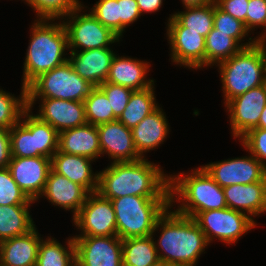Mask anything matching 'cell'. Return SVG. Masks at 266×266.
Here are the masks:
<instances>
[{"label":"cell","mask_w":266,"mask_h":266,"mask_svg":"<svg viewBox=\"0 0 266 266\" xmlns=\"http://www.w3.org/2000/svg\"><path fill=\"white\" fill-rule=\"evenodd\" d=\"M160 165L141 158L112 162L99 171L98 192L111 200L122 196L170 197V175Z\"/></svg>","instance_id":"6da1fadb"},{"label":"cell","mask_w":266,"mask_h":266,"mask_svg":"<svg viewBox=\"0 0 266 266\" xmlns=\"http://www.w3.org/2000/svg\"><path fill=\"white\" fill-rule=\"evenodd\" d=\"M171 208L159 217L152 233L161 231L154 241L159 259L171 266H196L209 245L206 236L193 218Z\"/></svg>","instance_id":"7a4b0ae2"},{"label":"cell","mask_w":266,"mask_h":266,"mask_svg":"<svg viewBox=\"0 0 266 266\" xmlns=\"http://www.w3.org/2000/svg\"><path fill=\"white\" fill-rule=\"evenodd\" d=\"M35 21L23 64L22 87L26 88L41 74L68 61L64 57L68 50L67 33L61 19L37 18Z\"/></svg>","instance_id":"3957f363"},{"label":"cell","mask_w":266,"mask_h":266,"mask_svg":"<svg viewBox=\"0 0 266 266\" xmlns=\"http://www.w3.org/2000/svg\"><path fill=\"white\" fill-rule=\"evenodd\" d=\"M170 206L181 203L175 211L193 218L198 212L227 207L223 188L202 167L189 174L170 175Z\"/></svg>","instance_id":"277c9868"},{"label":"cell","mask_w":266,"mask_h":266,"mask_svg":"<svg viewBox=\"0 0 266 266\" xmlns=\"http://www.w3.org/2000/svg\"><path fill=\"white\" fill-rule=\"evenodd\" d=\"M216 66L221 75L224 105L248 90L266 83V57L258 41L241 48Z\"/></svg>","instance_id":"5b68a950"},{"label":"cell","mask_w":266,"mask_h":266,"mask_svg":"<svg viewBox=\"0 0 266 266\" xmlns=\"http://www.w3.org/2000/svg\"><path fill=\"white\" fill-rule=\"evenodd\" d=\"M110 201L115 212L117 236L122 240L152 235L157 220L170 206V197L129 195Z\"/></svg>","instance_id":"8992f818"},{"label":"cell","mask_w":266,"mask_h":266,"mask_svg":"<svg viewBox=\"0 0 266 266\" xmlns=\"http://www.w3.org/2000/svg\"><path fill=\"white\" fill-rule=\"evenodd\" d=\"M93 87L80 77L67 61L36 78L27 87V98H55L84 102Z\"/></svg>","instance_id":"52a82bcc"},{"label":"cell","mask_w":266,"mask_h":266,"mask_svg":"<svg viewBox=\"0 0 266 266\" xmlns=\"http://www.w3.org/2000/svg\"><path fill=\"white\" fill-rule=\"evenodd\" d=\"M84 7L82 4L61 18L64 19L62 22L67 33L68 51L109 48L110 44L119 43L120 38L90 12L81 13Z\"/></svg>","instance_id":"ba28073f"},{"label":"cell","mask_w":266,"mask_h":266,"mask_svg":"<svg viewBox=\"0 0 266 266\" xmlns=\"http://www.w3.org/2000/svg\"><path fill=\"white\" fill-rule=\"evenodd\" d=\"M193 219L204 232L208 243L214 239L226 244L236 243L256 227V221L245 213L231 208L198 212Z\"/></svg>","instance_id":"9c48e42d"},{"label":"cell","mask_w":266,"mask_h":266,"mask_svg":"<svg viewBox=\"0 0 266 266\" xmlns=\"http://www.w3.org/2000/svg\"><path fill=\"white\" fill-rule=\"evenodd\" d=\"M72 221L81 231L75 236H117L113 205L98 191L88 194L85 203Z\"/></svg>","instance_id":"30bf717a"},{"label":"cell","mask_w":266,"mask_h":266,"mask_svg":"<svg viewBox=\"0 0 266 266\" xmlns=\"http://www.w3.org/2000/svg\"><path fill=\"white\" fill-rule=\"evenodd\" d=\"M205 164L202 167L222 188L266 181V168L252 155Z\"/></svg>","instance_id":"8fae6325"},{"label":"cell","mask_w":266,"mask_h":266,"mask_svg":"<svg viewBox=\"0 0 266 266\" xmlns=\"http://www.w3.org/2000/svg\"><path fill=\"white\" fill-rule=\"evenodd\" d=\"M76 266H123L118 236H73Z\"/></svg>","instance_id":"7c38bea8"},{"label":"cell","mask_w":266,"mask_h":266,"mask_svg":"<svg viewBox=\"0 0 266 266\" xmlns=\"http://www.w3.org/2000/svg\"><path fill=\"white\" fill-rule=\"evenodd\" d=\"M265 106L266 83L231 99L225 105L234 138L240 139L249 130L258 126Z\"/></svg>","instance_id":"4fadbf2b"},{"label":"cell","mask_w":266,"mask_h":266,"mask_svg":"<svg viewBox=\"0 0 266 266\" xmlns=\"http://www.w3.org/2000/svg\"><path fill=\"white\" fill-rule=\"evenodd\" d=\"M38 99L41 101L39 114L42 121L49 123L58 133L87 123L84 102L55 98H27V108L32 110Z\"/></svg>","instance_id":"5bb4252c"},{"label":"cell","mask_w":266,"mask_h":266,"mask_svg":"<svg viewBox=\"0 0 266 266\" xmlns=\"http://www.w3.org/2000/svg\"><path fill=\"white\" fill-rule=\"evenodd\" d=\"M8 168L13 180L27 197L34 202L40 200L51 170V158L12 157Z\"/></svg>","instance_id":"9a60e30c"},{"label":"cell","mask_w":266,"mask_h":266,"mask_svg":"<svg viewBox=\"0 0 266 266\" xmlns=\"http://www.w3.org/2000/svg\"><path fill=\"white\" fill-rule=\"evenodd\" d=\"M101 156L108 155L113 162L136 161L142 157L135 149L131 129L115 120L97 126Z\"/></svg>","instance_id":"2e32d148"},{"label":"cell","mask_w":266,"mask_h":266,"mask_svg":"<svg viewBox=\"0 0 266 266\" xmlns=\"http://www.w3.org/2000/svg\"><path fill=\"white\" fill-rule=\"evenodd\" d=\"M69 52L68 61L80 77L94 87L106 82L116 54L111 47Z\"/></svg>","instance_id":"e0dca14e"},{"label":"cell","mask_w":266,"mask_h":266,"mask_svg":"<svg viewBox=\"0 0 266 266\" xmlns=\"http://www.w3.org/2000/svg\"><path fill=\"white\" fill-rule=\"evenodd\" d=\"M171 61L189 69L205 68V37L194 31H167Z\"/></svg>","instance_id":"ac0fdd59"},{"label":"cell","mask_w":266,"mask_h":266,"mask_svg":"<svg viewBox=\"0 0 266 266\" xmlns=\"http://www.w3.org/2000/svg\"><path fill=\"white\" fill-rule=\"evenodd\" d=\"M88 194L89 192L83 186L70 181L51 168L41 197L46 198L54 207L71 210L74 218L85 203Z\"/></svg>","instance_id":"d6986e66"},{"label":"cell","mask_w":266,"mask_h":266,"mask_svg":"<svg viewBox=\"0 0 266 266\" xmlns=\"http://www.w3.org/2000/svg\"><path fill=\"white\" fill-rule=\"evenodd\" d=\"M223 192L228 208L250 218L266 212V181L230 185L224 187Z\"/></svg>","instance_id":"ffe728a7"},{"label":"cell","mask_w":266,"mask_h":266,"mask_svg":"<svg viewBox=\"0 0 266 266\" xmlns=\"http://www.w3.org/2000/svg\"><path fill=\"white\" fill-rule=\"evenodd\" d=\"M93 161L85 156L70 155L57 150L51 158V168L91 193L98 190L99 178V173L92 170Z\"/></svg>","instance_id":"44dd1931"},{"label":"cell","mask_w":266,"mask_h":266,"mask_svg":"<svg viewBox=\"0 0 266 266\" xmlns=\"http://www.w3.org/2000/svg\"><path fill=\"white\" fill-rule=\"evenodd\" d=\"M41 238L35 226L24 235L0 242V266H36Z\"/></svg>","instance_id":"7402d4cb"},{"label":"cell","mask_w":266,"mask_h":266,"mask_svg":"<svg viewBox=\"0 0 266 266\" xmlns=\"http://www.w3.org/2000/svg\"><path fill=\"white\" fill-rule=\"evenodd\" d=\"M149 67H151L150 62L126 56L120 57L116 53L106 82L121 85L133 91L145 89L154 83L153 79H146Z\"/></svg>","instance_id":"603a6c76"},{"label":"cell","mask_w":266,"mask_h":266,"mask_svg":"<svg viewBox=\"0 0 266 266\" xmlns=\"http://www.w3.org/2000/svg\"><path fill=\"white\" fill-rule=\"evenodd\" d=\"M58 150L70 155H80L97 160L101 157L97 126L86 123L59 133Z\"/></svg>","instance_id":"cb8c5ba5"},{"label":"cell","mask_w":266,"mask_h":266,"mask_svg":"<svg viewBox=\"0 0 266 266\" xmlns=\"http://www.w3.org/2000/svg\"><path fill=\"white\" fill-rule=\"evenodd\" d=\"M169 125L160 106L146 116L132 131L133 143L138 154L145 158V153L157 149L169 135Z\"/></svg>","instance_id":"d4e9b609"},{"label":"cell","mask_w":266,"mask_h":266,"mask_svg":"<svg viewBox=\"0 0 266 266\" xmlns=\"http://www.w3.org/2000/svg\"><path fill=\"white\" fill-rule=\"evenodd\" d=\"M170 15L167 31H194L206 38L214 27V2L200 7H187Z\"/></svg>","instance_id":"484cf974"},{"label":"cell","mask_w":266,"mask_h":266,"mask_svg":"<svg viewBox=\"0 0 266 266\" xmlns=\"http://www.w3.org/2000/svg\"><path fill=\"white\" fill-rule=\"evenodd\" d=\"M12 157H38L36 141V115L27 108L18 123L10 128Z\"/></svg>","instance_id":"4316f807"},{"label":"cell","mask_w":266,"mask_h":266,"mask_svg":"<svg viewBox=\"0 0 266 266\" xmlns=\"http://www.w3.org/2000/svg\"><path fill=\"white\" fill-rule=\"evenodd\" d=\"M31 205H0V242L24 235L36 225L30 215Z\"/></svg>","instance_id":"83f0119b"},{"label":"cell","mask_w":266,"mask_h":266,"mask_svg":"<svg viewBox=\"0 0 266 266\" xmlns=\"http://www.w3.org/2000/svg\"><path fill=\"white\" fill-rule=\"evenodd\" d=\"M154 90V83L145 89L134 90L126 108L117 120L122 122L128 129H133L159 107V104L156 103Z\"/></svg>","instance_id":"f1b7e54d"},{"label":"cell","mask_w":266,"mask_h":266,"mask_svg":"<svg viewBox=\"0 0 266 266\" xmlns=\"http://www.w3.org/2000/svg\"><path fill=\"white\" fill-rule=\"evenodd\" d=\"M62 245L51 236L40 241L36 266H76L74 237ZM67 246V247H66Z\"/></svg>","instance_id":"f546056e"},{"label":"cell","mask_w":266,"mask_h":266,"mask_svg":"<svg viewBox=\"0 0 266 266\" xmlns=\"http://www.w3.org/2000/svg\"><path fill=\"white\" fill-rule=\"evenodd\" d=\"M154 237L149 235L122 240L123 266H150L160 260Z\"/></svg>","instance_id":"4dcf8cb0"},{"label":"cell","mask_w":266,"mask_h":266,"mask_svg":"<svg viewBox=\"0 0 266 266\" xmlns=\"http://www.w3.org/2000/svg\"><path fill=\"white\" fill-rule=\"evenodd\" d=\"M241 48L232 37L213 27L205 38V66H215L219 62L229 59Z\"/></svg>","instance_id":"1f68e13d"},{"label":"cell","mask_w":266,"mask_h":266,"mask_svg":"<svg viewBox=\"0 0 266 266\" xmlns=\"http://www.w3.org/2000/svg\"><path fill=\"white\" fill-rule=\"evenodd\" d=\"M86 121L98 126L117 120L105 93L98 87H93L84 100Z\"/></svg>","instance_id":"d6a6232c"},{"label":"cell","mask_w":266,"mask_h":266,"mask_svg":"<svg viewBox=\"0 0 266 266\" xmlns=\"http://www.w3.org/2000/svg\"><path fill=\"white\" fill-rule=\"evenodd\" d=\"M27 109V88L22 87L19 97L0 88V128L10 129Z\"/></svg>","instance_id":"836d02e7"},{"label":"cell","mask_w":266,"mask_h":266,"mask_svg":"<svg viewBox=\"0 0 266 266\" xmlns=\"http://www.w3.org/2000/svg\"><path fill=\"white\" fill-rule=\"evenodd\" d=\"M214 28L219 32L232 37L242 48L253 45L257 39L250 37L248 42L242 41L246 36H249V31L246 29L243 22L232 17L230 14L221 10L214 1ZM250 40V41H249ZM242 42V43H241Z\"/></svg>","instance_id":"e575fe53"},{"label":"cell","mask_w":266,"mask_h":266,"mask_svg":"<svg viewBox=\"0 0 266 266\" xmlns=\"http://www.w3.org/2000/svg\"><path fill=\"white\" fill-rule=\"evenodd\" d=\"M35 12L37 18L60 19L70 14L82 3L79 0H25Z\"/></svg>","instance_id":"d590c367"},{"label":"cell","mask_w":266,"mask_h":266,"mask_svg":"<svg viewBox=\"0 0 266 266\" xmlns=\"http://www.w3.org/2000/svg\"><path fill=\"white\" fill-rule=\"evenodd\" d=\"M33 203L35 202L30 200L13 180L9 168H0V205H33Z\"/></svg>","instance_id":"8d00e7d4"},{"label":"cell","mask_w":266,"mask_h":266,"mask_svg":"<svg viewBox=\"0 0 266 266\" xmlns=\"http://www.w3.org/2000/svg\"><path fill=\"white\" fill-rule=\"evenodd\" d=\"M94 6V7H93ZM89 12L105 27L119 37L118 0H99Z\"/></svg>","instance_id":"74e56055"},{"label":"cell","mask_w":266,"mask_h":266,"mask_svg":"<svg viewBox=\"0 0 266 266\" xmlns=\"http://www.w3.org/2000/svg\"><path fill=\"white\" fill-rule=\"evenodd\" d=\"M59 133L49 123L36 116L37 151L41 156L52 158L58 150Z\"/></svg>","instance_id":"f35d334b"},{"label":"cell","mask_w":266,"mask_h":266,"mask_svg":"<svg viewBox=\"0 0 266 266\" xmlns=\"http://www.w3.org/2000/svg\"><path fill=\"white\" fill-rule=\"evenodd\" d=\"M239 142L266 168V129L253 128Z\"/></svg>","instance_id":"ab89813d"},{"label":"cell","mask_w":266,"mask_h":266,"mask_svg":"<svg viewBox=\"0 0 266 266\" xmlns=\"http://www.w3.org/2000/svg\"><path fill=\"white\" fill-rule=\"evenodd\" d=\"M98 87L107 96L111 108L113 109L114 117L118 119L123 110L126 108L133 90L109 82H103Z\"/></svg>","instance_id":"60d3db41"},{"label":"cell","mask_w":266,"mask_h":266,"mask_svg":"<svg viewBox=\"0 0 266 266\" xmlns=\"http://www.w3.org/2000/svg\"><path fill=\"white\" fill-rule=\"evenodd\" d=\"M248 10L246 14V29L250 32L257 27H263L262 35L256 39L266 36V0H249Z\"/></svg>","instance_id":"b9f144b4"},{"label":"cell","mask_w":266,"mask_h":266,"mask_svg":"<svg viewBox=\"0 0 266 266\" xmlns=\"http://www.w3.org/2000/svg\"><path fill=\"white\" fill-rule=\"evenodd\" d=\"M119 4V38L121 39L125 28L141 16L136 0H118Z\"/></svg>","instance_id":"7bdbcfd3"},{"label":"cell","mask_w":266,"mask_h":266,"mask_svg":"<svg viewBox=\"0 0 266 266\" xmlns=\"http://www.w3.org/2000/svg\"><path fill=\"white\" fill-rule=\"evenodd\" d=\"M216 5L232 17L240 20L246 27V14L249 0H214Z\"/></svg>","instance_id":"ee69618b"},{"label":"cell","mask_w":266,"mask_h":266,"mask_svg":"<svg viewBox=\"0 0 266 266\" xmlns=\"http://www.w3.org/2000/svg\"><path fill=\"white\" fill-rule=\"evenodd\" d=\"M11 158L10 129L0 128V168L8 167Z\"/></svg>","instance_id":"f6af8a7d"},{"label":"cell","mask_w":266,"mask_h":266,"mask_svg":"<svg viewBox=\"0 0 266 266\" xmlns=\"http://www.w3.org/2000/svg\"><path fill=\"white\" fill-rule=\"evenodd\" d=\"M141 15L144 13H154L157 12L161 7L163 0H136Z\"/></svg>","instance_id":"bcb514c9"},{"label":"cell","mask_w":266,"mask_h":266,"mask_svg":"<svg viewBox=\"0 0 266 266\" xmlns=\"http://www.w3.org/2000/svg\"><path fill=\"white\" fill-rule=\"evenodd\" d=\"M183 6H185V8L187 7H200V6H204L207 5L211 2H214V0H181Z\"/></svg>","instance_id":"7dc6e473"},{"label":"cell","mask_w":266,"mask_h":266,"mask_svg":"<svg viewBox=\"0 0 266 266\" xmlns=\"http://www.w3.org/2000/svg\"><path fill=\"white\" fill-rule=\"evenodd\" d=\"M256 128H262V129H266V106L264 107L259 122H258V126Z\"/></svg>","instance_id":"c3c4849f"},{"label":"cell","mask_w":266,"mask_h":266,"mask_svg":"<svg viewBox=\"0 0 266 266\" xmlns=\"http://www.w3.org/2000/svg\"><path fill=\"white\" fill-rule=\"evenodd\" d=\"M257 41L259 42V44L263 48L264 53H265V57H266V36L260 37L259 39H257Z\"/></svg>","instance_id":"681fc988"},{"label":"cell","mask_w":266,"mask_h":266,"mask_svg":"<svg viewBox=\"0 0 266 266\" xmlns=\"http://www.w3.org/2000/svg\"><path fill=\"white\" fill-rule=\"evenodd\" d=\"M150 266H171L168 263L162 261V260H158L157 262H155L154 264L150 265Z\"/></svg>","instance_id":"f907efd6"}]
</instances>
